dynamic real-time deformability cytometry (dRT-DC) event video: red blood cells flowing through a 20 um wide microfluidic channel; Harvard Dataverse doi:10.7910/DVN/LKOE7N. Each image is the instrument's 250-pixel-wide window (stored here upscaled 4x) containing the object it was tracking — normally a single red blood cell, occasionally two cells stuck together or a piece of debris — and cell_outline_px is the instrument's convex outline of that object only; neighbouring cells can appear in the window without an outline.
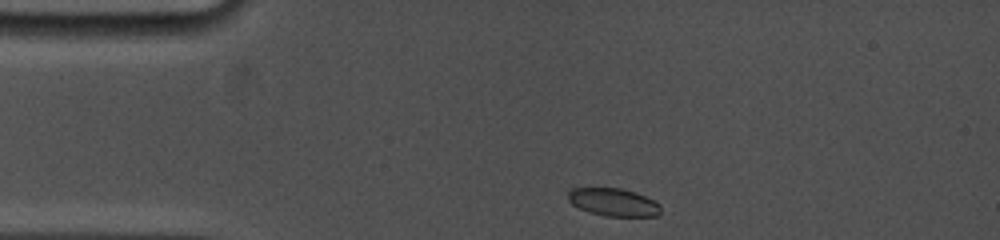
{"species": "common noctule bat (a hibernating species)", "species_latin": "Nyctalus noctula", "temperature_condition": "cold", "stored_images_in_passage": 27, "camera_frame_rate_fps": 5000, "um_per_image_px": 0.085, "animal": {"sex": "female", "body_mass_g": 19.0, "forearm_length_mm": 53.3}, "frame": {"image": 1, "passage_image": 1, "time_ms": 0.0, "image_size_px": [1000, 240], "cell_outline_px": [[660, 212], [656, 216], [604, 216], [588, 212], [572, 204], [568, 200], [568, 188], [620, 188], [636, 192], [660, 204]], "centroid_in_image_um": [52.11, 17.18], "position_along_channel_um": 32.9, "area_um2": 15.03}}
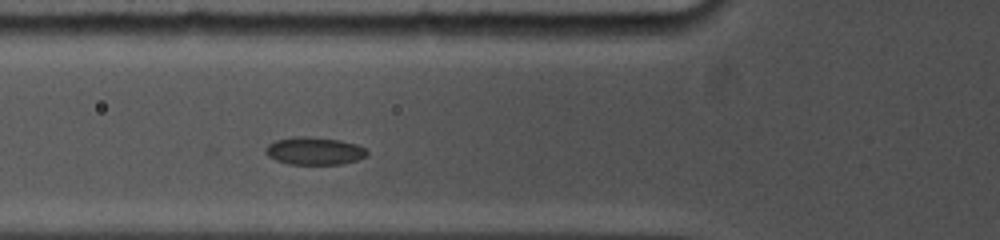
{"frame": {"image": 2, "passage_image": 13, "time_ms": 2.8, "image_size_px": [1000, 240], "cell_outline_px": [[368, 152], [364, 156], [356, 160], [340, 164], [288, 164], [276, 160], [268, 156], [264, 152], [264, 148], [268, 144], [276, 140], [296, 136], [308, 136], [340, 140], [356, 144], [364, 148]], "centroid_in_image_um": [26.67, 12.82], "position_along_channel_um": 99.1, "area_um2": 16.3}}
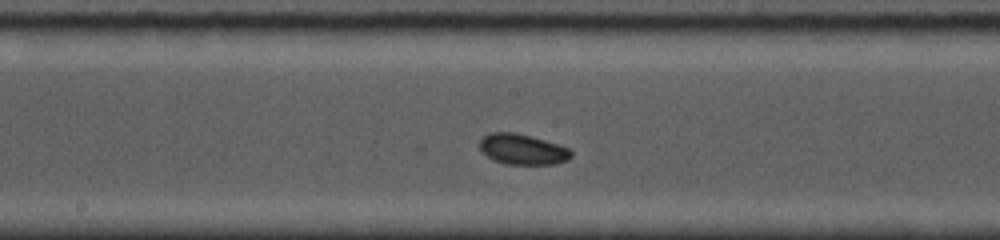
{"frame": {"image": 3, "passage_image": 27, "time_ms": 5.6, "image_size_px": [1000, 240], "cell_outline_px": [[572, 156], [568, 160], [556, 164], [508, 164], [496, 160], [480, 152], [480, 140], [488, 132], [516, 132], [532, 136], [560, 144], [568, 148], [572, 152]], "centroid_in_image_um": [44.43, 12.67], "position_along_channel_um": 203.8, "area_um2": 16.42}}